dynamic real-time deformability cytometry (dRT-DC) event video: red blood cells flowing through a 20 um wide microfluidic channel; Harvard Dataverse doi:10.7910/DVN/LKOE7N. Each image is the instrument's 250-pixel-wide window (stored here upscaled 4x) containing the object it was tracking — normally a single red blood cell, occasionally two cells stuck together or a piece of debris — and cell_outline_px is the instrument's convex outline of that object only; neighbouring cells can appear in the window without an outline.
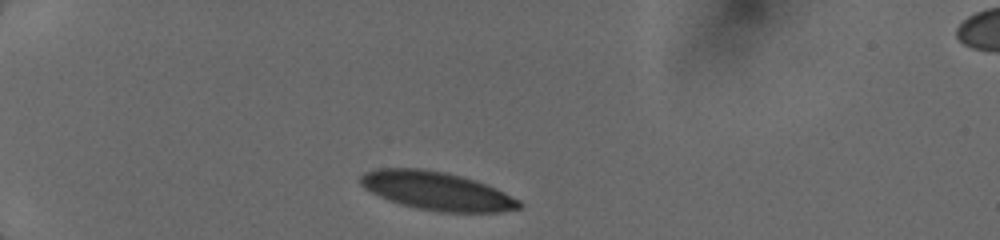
{"species": "human", "species_latin": "Homo sapiens", "temperature_condition": "cold", "stored_images_in_passage": 3, "camera_frame_rate_fps": 3000, "um_per_image_px": 0.085, "donor": {"sex": "female"}, "frame": {"image": 1, "passage_image": 1, "time_ms": 0.0, "image_size_px": [1000, 240], "cell_outline_px": [[524, 204], [520, 208], [500, 212], [440, 212], [416, 208], [400, 204], [388, 200], [364, 188], [360, 184], [360, 176], [364, 172], [376, 168], [416, 168], [444, 172], [460, 176], [496, 188], [520, 200]], "centroid_in_image_um": [37.11, 16.24], "position_along_channel_um": 47.9, "area_um2": 35.32}}
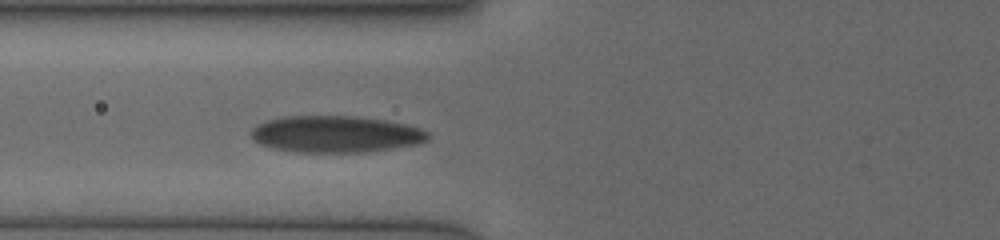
{"frame": {"image": 2, "passage_image": 3, "time_ms": 2.333, "image_size_px": [1000, 240], "cell_outline_px": [[428, 140], [420, 144], [364, 152], [292, 152], [272, 148], [260, 144], [252, 140], [252, 128], [256, 124], [268, 120], [284, 116], [352, 116], [384, 120], [408, 124], [420, 128], [428, 132]], "centroid_in_image_um": [28.52, 11.4], "position_along_channel_um": 97.3, "area_um2": 37.97}}